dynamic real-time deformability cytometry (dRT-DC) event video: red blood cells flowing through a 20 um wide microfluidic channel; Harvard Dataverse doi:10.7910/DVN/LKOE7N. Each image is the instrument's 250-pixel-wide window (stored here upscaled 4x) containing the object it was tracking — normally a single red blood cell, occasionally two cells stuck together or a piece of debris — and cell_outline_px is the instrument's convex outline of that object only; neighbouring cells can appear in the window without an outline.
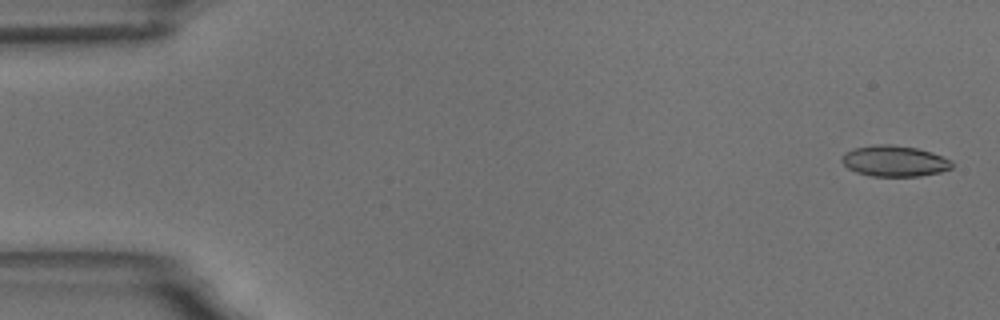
{"species": "common noctule bat (a hibernating species)", "species_latin": "Nyctalus noctula", "temperature_condition": "room temperature", "stored_images_in_passage": 58, "camera_frame_rate_fps": 3000, "um_per_image_px": 0.085, "animal": {"sex": "male", "body_mass_g": 18.8}, "frame": {"image": 1, "passage_image": 2, "time_ms": 0.333, "image_size_px": [1000, 320], "cell_outline_px": [[952, 168], [940, 172], [920, 176], [872, 176], [856, 172], [848, 168], [840, 160], [844, 152], [856, 148], [876, 144], [892, 144], [916, 148], [932, 152], [952, 160]], "centroid_in_image_um": [76.03, 13.68], "position_along_channel_um": 9.0, "area_um2": 19.88}}
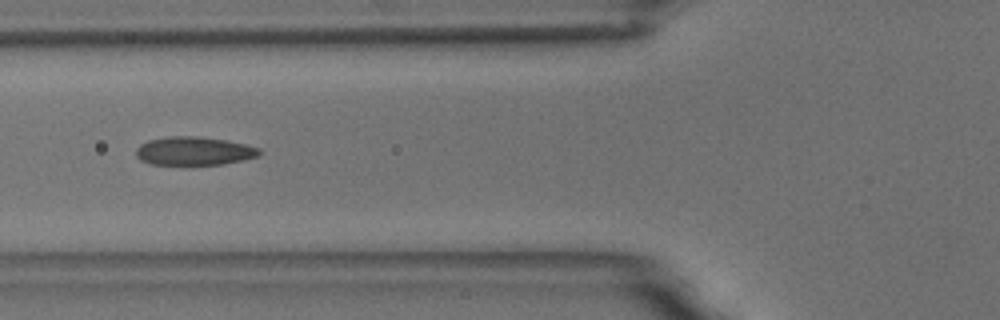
{"frame": {"image": 2, "passage_image": 22, "time_ms": 7.0, "image_size_px": [1000, 320], "cell_outline_px": [[264, 152], [260, 156], [244, 160], [224, 164], [184, 168], [148, 164], [140, 160], [136, 156], [136, 148], [140, 144], [148, 140], [168, 136], [200, 136], [228, 140], [260, 148]], "centroid_in_image_um": [16.48, 12.89], "position_along_channel_um": 109.3, "area_um2": 21.85}}
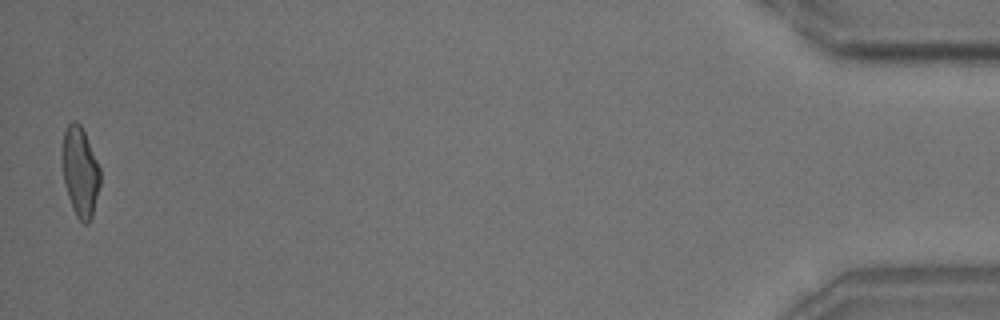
{"frame": {"image": 3, "passage_image": 57, "time_ms": 18.667, "image_size_px": [1000, 320], "cell_outline_px": [[100, 184], [92, 216], [88, 224], [84, 224], [76, 216], [72, 208], [64, 184], [64, 132], [68, 124], [72, 120], [76, 120], [80, 124], [84, 132], [100, 168]], "centroid_in_image_um": [6.84, 14.64], "position_along_channel_um": 428.4, "area_um2": 19.31}, "authors_computed_cell_mechanics": {"area_um2": 20.1722, "velocity_mm_per_s": 3.5188, "shape_relaxation_time_tau1_ms": 7.3925, "shape_relaxation_time_tau2_ms": 1.4435, "deformation_change_tau1": 0.1832, "deformation_change_tau2": 0.0877}}